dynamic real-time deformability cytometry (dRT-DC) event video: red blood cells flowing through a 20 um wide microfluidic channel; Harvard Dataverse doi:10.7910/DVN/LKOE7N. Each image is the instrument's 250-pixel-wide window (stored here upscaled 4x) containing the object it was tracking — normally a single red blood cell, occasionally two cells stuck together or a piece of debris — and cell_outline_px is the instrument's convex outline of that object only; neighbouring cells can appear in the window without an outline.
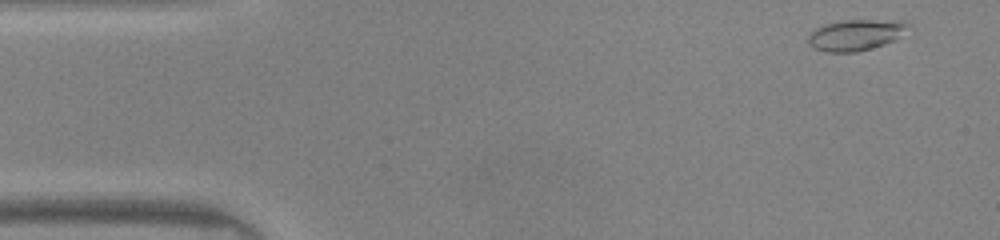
{"species": "common noctule bat (a hibernating species)", "species_latin": "Nyctalus noctula", "temperature_condition": "warm", "stored_images_in_passage": 46, "camera_frame_rate_fps": 3000, "um_per_image_px": 0.085, "animal": {"sex": "male", "body_mass_g": 20.0, "forearm_length_mm": 53.3}, "frame": {"image": 1, "passage_image": 1, "time_ms": 0.0, "image_size_px": [1000, 240], "cell_outline_px": [[912, 24], [896, 40], [884, 44], [856, 52], [828, 52], [816, 48], [808, 44], [808, 36], [816, 28], [828, 24], [848, 20], [904, 20]], "centroid_in_image_um": [72.8, 2.96], "position_along_channel_um": 12.2, "area_um2": 17.92}}
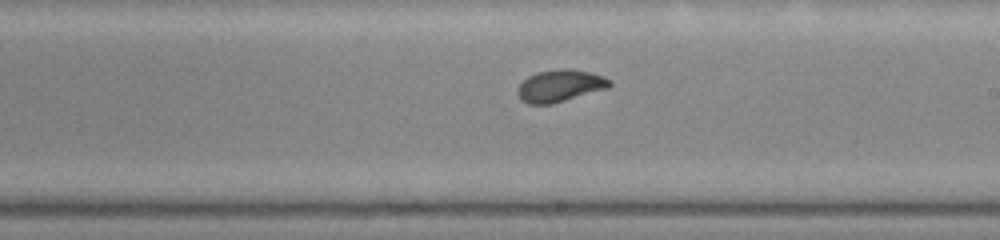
{"frame": {"image": 2, "passage_image": 25, "time_ms": 8.0, "image_size_px": [1000, 240], "cell_outline_px": [[612, 84], [608, 88], [552, 104], [528, 104], [516, 92], [516, 88], [528, 76], [536, 72], [560, 68], [568, 68], [592, 72], [612, 80]], "centroid_in_image_um": [47.62, 7.27], "position_along_channel_um": 241.4, "area_um2": 17.28}}
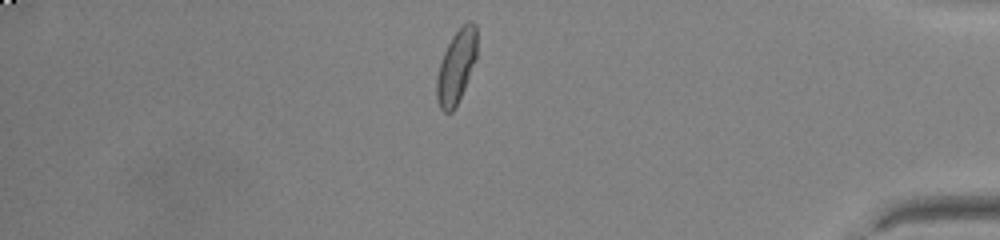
{"frame": {"image": 3, "passage_image": 39, "time_ms": 12.667, "image_size_px": [1000, 240], "cell_outline_px": [[476, 60], [464, 88], [452, 112], [444, 112], [440, 108], [436, 96], [436, 76], [444, 52], [452, 36], [468, 20], [472, 20], [476, 24]], "centroid_in_image_um": [38.78, 5.64], "position_along_channel_um": 396.4, "area_um2": 16.99}, "authors_computed_cell_mechanics": {"area_um2": 17.051, "velocity_mm_per_s": 4.1662, "shape_relaxation_time_tau1_ms": 3.1031, "shape_relaxation_time_tau2_ms": 0.7847, "deformation_change_tau1": 0.1632, "deformation_change_tau2": 0.0563}}